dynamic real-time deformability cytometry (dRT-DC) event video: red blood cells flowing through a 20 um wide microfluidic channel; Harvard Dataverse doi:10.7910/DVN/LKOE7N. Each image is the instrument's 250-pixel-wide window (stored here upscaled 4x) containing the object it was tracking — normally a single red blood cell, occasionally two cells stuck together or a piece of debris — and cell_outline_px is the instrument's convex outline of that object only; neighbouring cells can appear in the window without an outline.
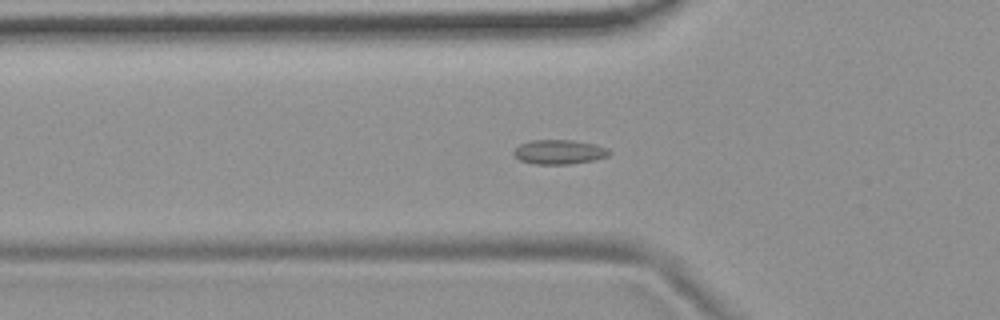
{"species": "common noctule bat (a hibernating species)", "species_latin": "Nyctalus noctula", "temperature_condition": "room temperature", "stored_images_in_passage": 48, "camera_frame_rate_fps": 3000, "um_per_image_px": 0.085, "animal": {"sex": "female", "body_mass_g": 19.9}, "frame": {"image": 1, "passage_image": 11, "time_ms": 3.333, "image_size_px": [1000, 320], "cell_outline_px": [[612, 152], [608, 156], [592, 160], [572, 164], [536, 164], [520, 160], [512, 152], [520, 144], [532, 140], [572, 140], [596, 144], [608, 148]], "centroid_in_image_um": [47.56, 12.91], "position_along_channel_um": 78.2, "area_um2": 13.58}}
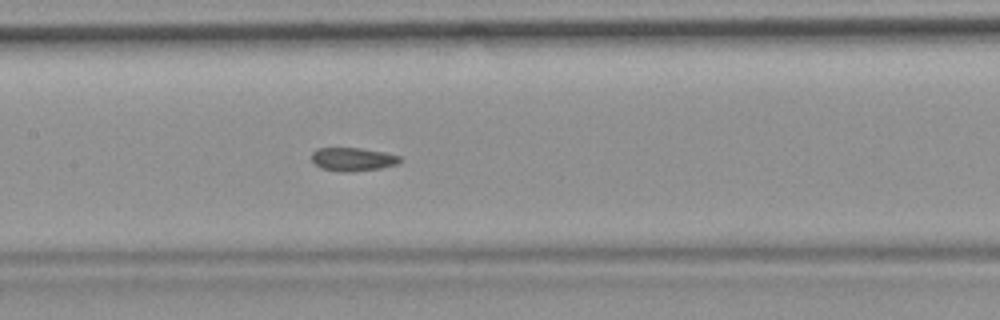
{"frame": {"image": 2, "passage_image": 19, "time_ms": 6.0, "image_size_px": [1000, 320], "cell_outline_px": [[400, 164], [380, 168], [352, 172], [344, 172], [320, 168], [312, 160], [312, 152], [316, 148], [360, 148], [384, 152], [400, 156]], "centroid_in_image_um": [29.99, 13.54], "position_along_channel_um": 177.4, "area_um2": 12.08}}
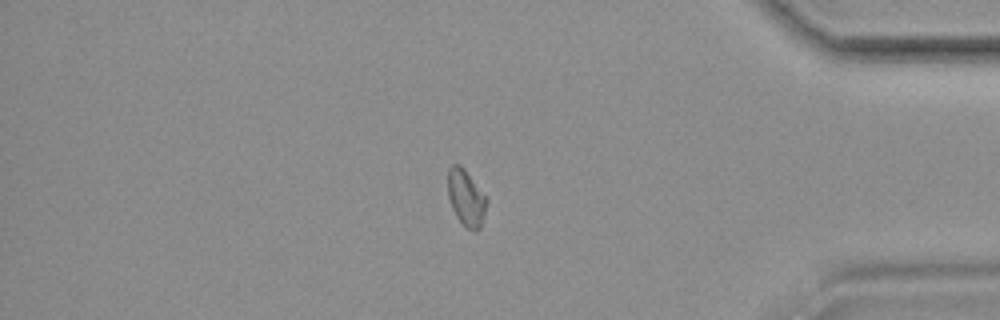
{"frame": {"image": 3, "passage_image": 39, "time_ms": 12.667, "image_size_px": [1000, 320], "cell_outline_px": [[488, 200], [480, 228], [476, 232], [472, 232], [456, 216], [452, 208], [448, 196], [448, 168], [452, 164], [460, 164], [464, 168], [488, 196]], "centroid_in_image_um": [39.64, 16.79], "position_along_channel_um": 395.6, "area_um2": 12.95}, "authors_computed_cell_mechanics": {"area_um2": 12.8316, "velocity_mm_per_s": 3.7085, "shape_relaxation_time_tau1_ms": null, "shape_relaxation_time_tau2_ms": 1.8512, "deformation_change_tau1": null, "deformation_change_tau2": 0.0531}}